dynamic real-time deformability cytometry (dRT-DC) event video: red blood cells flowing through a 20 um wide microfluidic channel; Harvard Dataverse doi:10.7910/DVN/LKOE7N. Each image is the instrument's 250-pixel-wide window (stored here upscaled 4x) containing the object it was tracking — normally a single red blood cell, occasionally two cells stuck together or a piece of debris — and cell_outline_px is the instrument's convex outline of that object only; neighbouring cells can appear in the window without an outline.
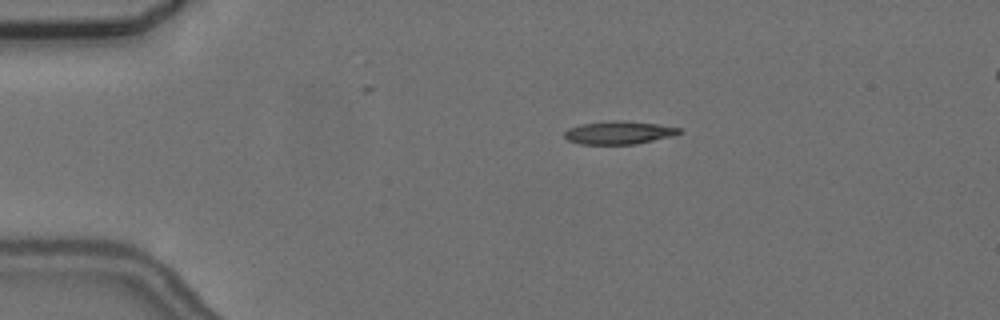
{"species": "common noctule bat (a hibernating species)", "species_latin": "Nyctalus noctula", "temperature_condition": "cold", "stored_images_in_passage": 3, "segment_of_instrument_passage": [1, 2], "camera_frame_rate_fps": 3000, "um_per_image_px": 0.085, "animal": {"sex": "female", "body_mass_g": 24.6, "forearm_length_mm": 56.2}, "frame": {"image": 1, "passage_image": 1, "time_ms": 0.0, "image_size_px": [1000, 320], "cell_outline_px": [[680, 132], [672, 136], [636, 144], [580, 144], [568, 140], [564, 136], [564, 132], [568, 128], [580, 124], [612, 120], [620, 120], [656, 124], [680, 128]], "centroid_in_image_um": [52.55, 11.27], "position_along_channel_um": 32.4, "area_um2": 15.32}}